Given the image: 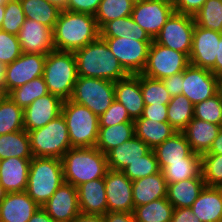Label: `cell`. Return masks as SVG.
Instances as JSON below:
<instances>
[{
  "instance_id": "obj_28",
  "label": "cell",
  "mask_w": 222,
  "mask_h": 222,
  "mask_svg": "<svg viewBox=\"0 0 222 222\" xmlns=\"http://www.w3.org/2000/svg\"><path fill=\"white\" fill-rule=\"evenodd\" d=\"M203 178H190L167 185L166 198L174 208H191L205 187Z\"/></svg>"
},
{
  "instance_id": "obj_12",
  "label": "cell",
  "mask_w": 222,
  "mask_h": 222,
  "mask_svg": "<svg viewBox=\"0 0 222 222\" xmlns=\"http://www.w3.org/2000/svg\"><path fill=\"white\" fill-rule=\"evenodd\" d=\"M174 6L161 0H144L135 3L132 18L154 40L168 18L173 14Z\"/></svg>"
},
{
  "instance_id": "obj_1",
  "label": "cell",
  "mask_w": 222,
  "mask_h": 222,
  "mask_svg": "<svg viewBox=\"0 0 222 222\" xmlns=\"http://www.w3.org/2000/svg\"><path fill=\"white\" fill-rule=\"evenodd\" d=\"M100 37L94 15L62 10L53 28L57 51L74 52Z\"/></svg>"
},
{
  "instance_id": "obj_45",
  "label": "cell",
  "mask_w": 222,
  "mask_h": 222,
  "mask_svg": "<svg viewBox=\"0 0 222 222\" xmlns=\"http://www.w3.org/2000/svg\"><path fill=\"white\" fill-rule=\"evenodd\" d=\"M202 176L208 187H222V155L202 154Z\"/></svg>"
},
{
  "instance_id": "obj_6",
  "label": "cell",
  "mask_w": 222,
  "mask_h": 222,
  "mask_svg": "<svg viewBox=\"0 0 222 222\" xmlns=\"http://www.w3.org/2000/svg\"><path fill=\"white\" fill-rule=\"evenodd\" d=\"M71 148L95 147L99 134V117L88 107L73 102L71 99L64 100L62 105Z\"/></svg>"
},
{
  "instance_id": "obj_57",
  "label": "cell",
  "mask_w": 222,
  "mask_h": 222,
  "mask_svg": "<svg viewBox=\"0 0 222 222\" xmlns=\"http://www.w3.org/2000/svg\"><path fill=\"white\" fill-rule=\"evenodd\" d=\"M28 222H55L51 216H49L46 211L39 207Z\"/></svg>"
},
{
  "instance_id": "obj_21",
  "label": "cell",
  "mask_w": 222,
  "mask_h": 222,
  "mask_svg": "<svg viewBox=\"0 0 222 222\" xmlns=\"http://www.w3.org/2000/svg\"><path fill=\"white\" fill-rule=\"evenodd\" d=\"M115 100L121 103L134 121L142 116L145 107L140 88V74L115 82Z\"/></svg>"
},
{
  "instance_id": "obj_63",
  "label": "cell",
  "mask_w": 222,
  "mask_h": 222,
  "mask_svg": "<svg viewBox=\"0 0 222 222\" xmlns=\"http://www.w3.org/2000/svg\"><path fill=\"white\" fill-rule=\"evenodd\" d=\"M4 14H5V5H0V29L2 22L4 20Z\"/></svg>"
},
{
  "instance_id": "obj_32",
  "label": "cell",
  "mask_w": 222,
  "mask_h": 222,
  "mask_svg": "<svg viewBox=\"0 0 222 222\" xmlns=\"http://www.w3.org/2000/svg\"><path fill=\"white\" fill-rule=\"evenodd\" d=\"M101 38H129L135 41H153L149 35L134 22L132 16L107 22L100 29Z\"/></svg>"
},
{
  "instance_id": "obj_38",
  "label": "cell",
  "mask_w": 222,
  "mask_h": 222,
  "mask_svg": "<svg viewBox=\"0 0 222 222\" xmlns=\"http://www.w3.org/2000/svg\"><path fill=\"white\" fill-rule=\"evenodd\" d=\"M194 117V105L183 94L172 97L167 104L168 123L181 132Z\"/></svg>"
},
{
  "instance_id": "obj_36",
  "label": "cell",
  "mask_w": 222,
  "mask_h": 222,
  "mask_svg": "<svg viewBox=\"0 0 222 222\" xmlns=\"http://www.w3.org/2000/svg\"><path fill=\"white\" fill-rule=\"evenodd\" d=\"M24 109L8 95L0 96V135L24 130Z\"/></svg>"
},
{
  "instance_id": "obj_25",
  "label": "cell",
  "mask_w": 222,
  "mask_h": 222,
  "mask_svg": "<svg viewBox=\"0 0 222 222\" xmlns=\"http://www.w3.org/2000/svg\"><path fill=\"white\" fill-rule=\"evenodd\" d=\"M150 150L151 148L144 141L133 136L106 154L108 168L110 170L122 171L130 163L140 160Z\"/></svg>"
},
{
  "instance_id": "obj_43",
  "label": "cell",
  "mask_w": 222,
  "mask_h": 222,
  "mask_svg": "<svg viewBox=\"0 0 222 222\" xmlns=\"http://www.w3.org/2000/svg\"><path fill=\"white\" fill-rule=\"evenodd\" d=\"M155 152L151 149L140 160L130 163L122 172L131 180H137L160 172Z\"/></svg>"
},
{
  "instance_id": "obj_29",
  "label": "cell",
  "mask_w": 222,
  "mask_h": 222,
  "mask_svg": "<svg viewBox=\"0 0 222 222\" xmlns=\"http://www.w3.org/2000/svg\"><path fill=\"white\" fill-rule=\"evenodd\" d=\"M135 136L144 141L151 149L162 144L177 131L168 122H157L142 116L134 120Z\"/></svg>"
},
{
  "instance_id": "obj_49",
  "label": "cell",
  "mask_w": 222,
  "mask_h": 222,
  "mask_svg": "<svg viewBox=\"0 0 222 222\" xmlns=\"http://www.w3.org/2000/svg\"><path fill=\"white\" fill-rule=\"evenodd\" d=\"M101 0H68L67 11L95 15Z\"/></svg>"
},
{
  "instance_id": "obj_58",
  "label": "cell",
  "mask_w": 222,
  "mask_h": 222,
  "mask_svg": "<svg viewBox=\"0 0 222 222\" xmlns=\"http://www.w3.org/2000/svg\"><path fill=\"white\" fill-rule=\"evenodd\" d=\"M204 154H219L222 155V127L217 135V137L214 139L213 144L208 152Z\"/></svg>"
},
{
  "instance_id": "obj_47",
  "label": "cell",
  "mask_w": 222,
  "mask_h": 222,
  "mask_svg": "<svg viewBox=\"0 0 222 222\" xmlns=\"http://www.w3.org/2000/svg\"><path fill=\"white\" fill-rule=\"evenodd\" d=\"M22 53L18 36L0 29V62L9 65Z\"/></svg>"
},
{
  "instance_id": "obj_52",
  "label": "cell",
  "mask_w": 222,
  "mask_h": 222,
  "mask_svg": "<svg viewBox=\"0 0 222 222\" xmlns=\"http://www.w3.org/2000/svg\"><path fill=\"white\" fill-rule=\"evenodd\" d=\"M171 97L182 94L183 92V72L176 73L162 80Z\"/></svg>"
},
{
  "instance_id": "obj_16",
  "label": "cell",
  "mask_w": 222,
  "mask_h": 222,
  "mask_svg": "<svg viewBox=\"0 0 222 222\" xmlns=\"http://www.w3.org/2000/svg\"><path fill=\"white\" fill-rule=\"evenodd\" d=\"M222 32L202 28L195 24L192 49L189 55L191 65L211 69L215 65Z\"/></svg>"
},
{
  "instance_id": "obj_11",
  "label": "cell",
  "mask_w": 222,
  "mask_h": 222,
  "mask_svg": "<svg viewBox=\"0 0 222 222\" xmlns=\"http://www.w3.org/2000/svg\"><path fill=\"white\" fill-rule=\"evenodd\" d=\"M102 39L129 75L142 73L152 41H135L129 38Z\"/></svg>"
},
{
  "instance_id": "obj_20",
  "label": "cell",
  "mask_w": 222,
  "mask_h": 222,
  "mask_svg": "<svg viewBox=\"0 0 222 222\" xmlns=\"http://www.w3.org/2000/svg\"><path fill=\"white\" fill-rule=\"evenodd\" d=\"M39 207L26 191L7 193L0 203V222H28Z\"/></svg>"
},
{
  "instance_id": "obj_10",
  "label": "cell",
  "mask_w": 222,
  "mask_h": 222,
  "mask_svg": "<svg viewBox=\"0 0 222 222\" xmlns=\"http://www.w3.org/2000/svg\"><path fill=\"white\" fill-rule=\"evenodd\" d=\"M194 27L195 21L192 15L174 11L154 41L172 50L185 53L189 57L192 49Z\"/></svg>"
},
{
  "instance_id": "obj_62",
  "label": "cell",
  "mask_w": 222,
  "mask_h": 222,
  "mask_svg": "<svg viewBox=\"0 0 222 222\" xmlns=\"http://www.w3.org/2000/svg\"><path fill=\"white\" fill-rule=\"evenodd\" d=\"M7 193L8 192L5 190V188L0 183V203L4 200V198L6 197Z\"/></svg>"
},
{
  "instance_id": "obj_53",
  "label": "cell",
  "mask_w": 222,
  "mask_h": 222,
  "mask_svg": "<svg viewBox=\"0 0 222 222\" xmlns=\"http://www.w3.org/2000/svg\"><path fill=\"white\" fill-rule=\"evenodd\" d=\"M171 222H201L199 218L193 214L192 209L174 208Z\"/></svg>"
},
{
  "instance_id": "obj_18",
  "label": "cell",
  "mask_w": 222,
  "mask_h": 222,
  "mask_svg": "<svg viewBox=\"0 0 222 222\" xmlns=\"http://www.w3.org/2000/svg\"><path fill=\"white\" fill-rule=\"evenodd\" d=\"M17 36L23 53L48 55L56 50L53 29L37 21L26 18Z\"/></svg>"
},
{
  "instance_id": "obj_26",
  "label": "cell",
  "mask_w": 222,
  "mask_h": 222,
  "mask_svg": "<svg viewBox=\"0 0 222 222\" xmlns=\"http://www.w3.org/2000/svg\"><path fill=\"white\" fill-rule=\"evenodd\" d=\"M191 209L201 222H221L222 187L205 186Z\"/></svg>"
},
{
  "instance_id": "obj_50",
  "label": "cell",
  "mask_w": 222,
  "mask_h": 222,
  "mask_svg": "<svg viewBox=\"0 0 222 222\" xmlns=\"http://www.w3.org/2000/svg\"><path fill=\"white\" fill-rule=\"evenodd\" d=\"M142 117L155 120L157 122H168L167 104L145 105L143 109Z\"/></svg>"
},
{
  "instance_id": "obj_51",
  "label": "cell",
  "mask_w": 222,
  "mask_h": 222,
  "mask_svg": "<svg viewBox=\"0 0 222 222\" xmlns=\"http://www.w3.org/2000/svg\"><path fill=\"white\" fill-rule=\"evenodd\" d=\"M206 0H176L174 11L182 14L194 15Z\"/></svg>"
},
{
  "instance_id": "obj_55",
  "label": "cell",
  "mask_w": 222,
  "mask_h": 222,
  "mask_svg": "<svg viewBox=\"0 0 222 222\" xmlns=\"http://www.w3.org/2000/svg\"><path fill=\"white\" fill-rule=\"evenodd\" d=\"M210 71L216 76H222V36L218 45L215 65L210 69Z\"/></svg>"
},
{
  "instance_id": "obj_22",
  "label": "cell",
  "mask_w": 222,
  "mask_h": 222,
  "mask_svg": "<svg viewBox=\"0 0 222 222\" xmlns=\"http://www.w3.org/2000/svg\"><path fill=\"white\" fill-rule=\"evenodd\" d=\"M31 159L9 157L0 160V183L8 193L26 191Z\"/></svg>"
},
{
  "instance_id": "obj_9",
  "label": "cell",
  "mask_w": 222,
  "mask_h": 222,
  "mask_svg": "<svg viewBox=\"0 0 222 222\" xmlns=\"http://www.w3.org/2000/svg\"><path fill=\"white\" fill-rule=\"evenodd\" d=\"M190 65L189 57L152 41L147 57V63L142 75L163 80L176 73L183 72Z\"/></svg>"
},
{
  "instance_id": "obj_24",
  "label": "cell",
  "mask_w": 222,
  "mask_h": 222,
  "mask_svg": "<svg viewBox=\"0 0 222 222\" xmlns=\"http://www.w3.org/2000/svg\"><path fill=\"white\" fill-rule=\"evenodd\" d=\"M221 127L193 117L181 132L187 139L192 151L202 155L209 151Z\"/></svg>"
},
{
  "instance_id": "obj_42",
  "label": "cell",
  "mask_w": 222,
  "mask_h": 222,
  "mask_svg": "<svg viewBox=\"0 0 222 222\" xmlns=\"http://www.w3.org/2000/svg\"><path fill=\"white\" fill-rule=\"evenodd\" d=\"M140 88L145 105L168 104L172 99L162 80L140 74Z\"/></svg>"
},
{
  "instance_id": "obj_19",
  "label": "cell",
  "mask_w": 222,
  "mask_h": 222,
  "mask_svg": "<svg viewBox=\"0 0 222 222\" xmlns=\"http://www.w3.org/2000/svg\"><path fill=\"white\" fill-rule=\"evenodd\" d=\"M63 100L48 93L24 109V129L28 132L45 126L61 115Z\"/></svg>"
},
{
  "instance_id": "obj_54",
  "label": "cell",
  "mask_w": 222,
  "mask_h": 222,
  "mask_svg": "<svg viewBox=\"0 0 222 222\" xmlns=\"http://www.w3.org/2000/svg\"><path fill=\"white\" fill-rule=\"evenodd\" d=\"M103 217L105 222H136L133 213L107 212Z\"/></svg>"
},
{
  "instance_id": "obj_44",
  "label": "cell",
  "mask_w": 222,
  "mask_h": 222,
  "mask_svg": "<svg viewBox=\"0 0 222 222\" xmlns=\"http://www.w3.org/2000/svg\"><path fill=\"white\" fill-rule=\"evenodd\" d=\"M194 118L222 126V101L218 94L194 105Z\"/></svg>"
},
{
  "instance_id": "obj_27",
  "label": "cell",
  "mask_w": 222,
  "mask_h": 222,
  "mask_svg": "<svg viewBox=\"0 0 222 222\" xmlns=\"http://www.w3.org/2000/svg\"><path fill=\"white\" fill-rule=\"evenodd\" d=\"M167 182L162 171L132 181V196L134 208L148 204L152 201L165 198L167 195Z\"/></svg>"
},
{
  "instance_id": "obj_48",
  "label": "cell",
  "mask_w": 222,
  "mask_h": 222,
  "mask_svg": "<svg viewBox=\"0 0 222 222\" xmlns=\"http://www.w3.org/2000/svg\"><path fill=\"white\" fill-rule=\"evenodd\" d=\"M134 122L126 108L116 100L110 107L99 117V127H109L119 123Z\"/></svg>"
},
{
  "instance_id": "obj_34",
  "label": "cell",
  "mask_w": 222,
  "mask_h": 222,
  "mask_svg": "<svg viewBox=\"0 0 222 222\" xmlns=\"http://www.w3.org/2000/svg\"><path fill=\"white\" fill-rule=\"evenodd\" d=\"M9 157L33 158L29 135L25 129L0 135V160Z\"/></svg>"
},
{
  "instance_id": "obj_60",
  "label": "cell",
  "mask_w": 222,
  "mask_h": 222,
  "mask_svg": "<svg viewBox=\"0 0 222 222\" xmlns=\"http://www.w3.org/2000/svg\"><path fill=\"white\" fill-rule=\"evenodd\" d=\"M47 1L50 2L52 5L58 7L60 10L67 9L68 0H47Z\"/></svg>"
},
{
  "instance_id": "obj_33",
  "label": "cell",
  "mask_w": 222,
  "mask_h": 222,
  "mask_svg": "<svg viewBox=\"0 0 222 222\" xmlns=\"http://www.w3.org/2000/svg\"><path fill=\"white\" fill-rule=\"evenodd\" d=\"M133 136H135L134 122L99 127L98 140L95 147L103 154H107L111 149L121 145Z\"/></svg>"
},
{
  "instance_id": "obj_13",
  "label": "cell",
  "mask_w": 222,
  "mask_h": 222,
  "mask_svg": "<svg viewBox=\"0 0 222 222\" xmlns=\"http://www.w3.org/2000/svg\"><path fill=\"white\" fill-rule=\"evenodd\" d=\"M46 56L22 53L13 63L6 65L5 85L7 94L35 78L43 76Z\"/></svg>"
},
{
  "instance_id": "obj_56",
  "label": "cell",
  "mask_w": 222,
  "mask_h": 222,
  "mask_svg": "<svg viewBox=\"0 0 222 222\" xmlns=\"http://www.w3.org/2000/svg\"><path fill=\"white\" fill-rule=\"evenodd\" d=\"M72 222H105V220L103 215L85 214L80 212Z\"/></svg>"
},
{
  "instance_id": "obj_31",
  "label": "cell",
  "mask_w": 222,
  "mask_h": 222,
  "mask_svg": "<svg viewBox=\"0 0 222 222\" xmlns=\"http://www.w3.org/2000/svg\"><path fill=\"white\" fill-rule=\"evenodd\" d=\"M161 171L167 184L190 178H203L201 155L192 152L183 158V161L169 162Z\"/></svg>"
},
{
  "instance_id": "obj_7",
  "label": "cell",
  "mask_w": 222,
  "mask_h": 222,
  "mask_svg": "<svg viewBox=\"0 0 222 222\" xmlns=\"http://www.w3.org/2000/svg\"><path fill=\"white\" fill-rule=\"evenodd\" d=\"M28 135L33 157L61 159L71 149L67 124L62 114L45 126L28 131Z\"/></svg>"
},
{
  "instance_id": "obj_61",
  "label": "cell",
  "mask_w": 222,
  "mask_h": 222,
  "mask_svg": "<svg viewBox=\"0 0 222 222\" xmlns=\"http://www.w3.org/2000/svg\"><path fill=\"white\" fill-rule=\"evenodd\" d=\"M217 94L220 97V100L222 101V76H218L217 79Z\"/></svg>"
},
{
  "instance_id": "obj_39",
  "label": "cell",
  "mask_w": 222,
  "mask_h": 222,
  "mask_svg": "<svg viewBox=\"0 0 222 222\" xmlns=\"http://www.w3.org/2000/svg\"><path fill=\"white\" fill-rule=\"evenodd\" d=\"M133 7L131 0H101L94 15L99 29L109 21L131 16Z\"/></svg>"
},
{
  "instance_id": "obj_15",
  "label": "cell",
  "mask_w": 222,
  "mask_h": 222,
  "mask_svg": "<svg viewBox=\"0 0 222 222\" xmlns=\"http://www.w3.org/2000/svg\"><path fill=\"white\" fill-rule=\"evenodd\" d=\"M108 212H134L132 181L122 172L108 170L104 176Z\"/></svg>"
},
{
  "instance_id": "obj_4",
  "label": "cell",
  "mask_w": 222,
  "mask_h": 222,
  "mask_svg": "<svg viewBox=\"0 0 222 222\" xmlns=\"http://www.w3.org/2000/svg\"><path fill=\"white\" fill-rule=\"evenodd\" d=\"M64 182L61 159L33 157L28 173L27 194L42 207Z\"/></svg>"
},
{
  "instance_id": "obj_65",
  "label": "cell",
  "mask_w": 222,
  "mask_h": 222,
  "mask_svg": "<svg viewBox=\"0 0 222 222\" xmlns=\"http://www.w3.org/2000/svg\"><path fill=\"white\" fill-rule=\"evenodd\" d=\"M10 0H0V5H6Z\"/></svg>"
},
{
  "instance_id": "obj_3",
  "label": "cell",
  "mask_w": 222,
  "mask_h": 222,
  "mask_svg": "<svg viewBox=\"0 0 222 222\" xmlns=\"http://www.w3.org/2000/svg\"><path fill=\"white\" fill-rule=\"evenodd\" d=\"M61 161L64 182L75 187L91 180L104 178L109 170L106 154L96 147L68 149Z\"/></svg>"
},
{
  "instance_id": "obj_37",
  "label": "cell",
  "mask_w": 222,
  "mask_h": 222,
  "mask_svg": "<svg viewBox=\"0 0 222 222\" xmlns=\"http://www.w3.org/2000/svg\"><path fill=\"white\" fill-rule=\"evenodd\" d=\"M174 207L168 199L161 198L134 208L136 222H171Z\"/></svg>"
},
{
  "instance_id": "obj_64",
  "label": "cell",
  "mask_w": 222,
  "mask_h": 222,
  "mask_svg": "<svg viewBox=\"0 0 222 222\" xmlns=\"http://www.w3.org/2000/svg\"><path fill=\"white\" fill-rule=\"evenodd\" d=\"M161 1L167 2V3L171 4V5H174L175 2H176V0H161Z\"/></svg>"
},
{
  "instance_id": "obj_59",
  "label": "cell",
  "mask_w": 222,
  "mask_h": 222,
  "mask_svg": "<svg viewBox=\"0 0 222 222\" xmlns=\"http://www.w3.org/2000/svg\"><path fill=\"white\" fill-rule=\"evenodd\" d=\"M6 65L0 62V96H7L6 85H5V75H6Z\"/></svg>"
},
{
  "instance_id": "obj_2",
  "label": "cell",
  "mask_w": 222,
  "mask_h": 222,
  "mask_svg": "<svg viewBox=\"0 0 222 222\" xmlns=\"http://www.w3.org/2000/svg\"><path fill=\"white\" fill-rule=\"evenodd\" d=\"M73 53L78 77L116 82L129 76L101 37Z\"/></svg>"
},
{
  "instance_id": "obj_5",
  "label": "cell",
  "mask_w": 222,
  "mask_h": 222,
  "mask_svg": "<svg viewBox=\"0 0 222 222\" xmlns=\"http://www.w3.org/2000/svg\"><path fill=\"white\" fill-rule=\"evenodd\" d=\"M43 78L49 93L63 101L69 100L78 79L74 53L57 50L50 52L46 56Z\"/></svg>"
},
{
  "instance_id": "obj_40",
  "label": "cell",
  "mask_w": 222,
  "mask_h": 222,
  "mask_svg": "<svg viewBox=\"0 0 222 222\" xmlns=\"http://www.w3.org/2000/svg\"><path fill=\"white\" fill-rule=\"evenodd\" d=\"M47 86L43 76L33 79L28 83L14 88L8 96L21 108L25 109L34 100L48 94Z\"/></svg>"
},
{
  "instance_id": "obj_8",
  "label": "cell",
  "mask_w": 222,
  "mask_h": 222,
  "mask_svg": "<svg viewBox=\"0 0 222 222\" xmlns=\"http://www.w3.org/2000/svg\"><path fill=\"white\" fill-rule=\"evenodd\" d=\"M70 99L88 107L96 116L100 117L115 100V82L78 77Z\"/></svg>"
},
{
  "instance_id": "obj_14",
  "label": "cell",
  "mask_w": 222,
  "mask_h": 222,
  "mask_svg": "<svg viewBox=\"0 0 222 222\" xmlns=\"http://www.w3.org/2000/svg\"><path fill=\"white\" fill-rule=\"evenodd\" d=\"M217 79L209 69L189 65L183 71V92L193 105L217 94Z\"/></svg>"
},
{
  "instance_id": "obj_66",
  "label": "cell",
  "mask_w": 222,
  "mask_h": 222,
  "mask_svg": "<svg viewBox=\"0 0 222 222\" xmlns=\"http://www.w3.org/2000/svg\"><path fill=\"white\" fill-rule=\"evenodd\" d=\"M131 1L135 4V3L142 2V1H144V0H131Z\"/></svg>"
},
{
  "instance_id": "obj_30",
  "label": "cell",
  "mask_w": 222,
  "mask_h": 222,
  "mask_svg": "<svg viewBox=\"0 0 222 222\" xmlns=\"http://www.w3.org/2000/svg\"><path fill=\"white\" fill-rule=\"evenodd\" d=\"M153 151L159 163L160 170L169 162L183 161L193 151L182 132H176L162 144L157 145Z\"/></svg>"
},
{
  "instance_id": "obj_41",
  "label": "cell",
  "mask_w": 222,
  "mask_h": 222,
  "mask_svg": "<svg viewBox=\"0 0 222 222\" xmlns=\"http://www.w3.org/2000/svg\"><path fill=\"white\" fill-rule=\"evenodd\" d=\"M193 17L197 26L222 32V0H206Z\"/></svg>"
},
{
  "instance_id": "obj_46",
  "label": "cell",
  "mask_w": 222,
  "mask_h": 222,
  "mask_svg": "<svg viewBox=\"0 0 222 222\" xmlns=\"http://www.w3.org/2000/svg\"><path fill=\"white\" fill-rule=\"evenodd\" d=\"M26 20L20 0H10L5 5L4 20L1 30L18 35L19 31Z\"/></svg>"
},
{
  "instance_id": "obj_35",
  "label": "cell",
  "mask_w": 222,
  "mask_h": 222,
  "mask_svg": "<svg viewBox=\"0 0 222 222\" xmlns=\"http://www.w3.org/2000/svg\"><path fill=\"white\" fill-rule=\"evenodd\" d=\"M25 17L53 29L62 10L47 0H20Z\"/></svg>"
},
{
  "instance_id": "obj_17",
  "label": "cell",
  "mask_w": 222,
  "mask_h": 222,
  "mask_svg": "<svg viewBox=\"0 0 222 222\" xmlns=\"http://www.w3.org/2000/svg\"><path fill=\"white\" fill-rule=\"evenodd\" d=\"M42 208L55 222H72L81 212L77 188L63 182Z\"/></svg>"
},
{
  "instance_id": "obj_23",
  "label": "cell",
  "mask_w": 222,
  "mask_h": 222,
  "mask_svg": "<svg viewBox=\"0 0 222 222\" xmlns=\"http://www.w3.org/2000/svg\"><path fill=\"white\" fill-rule=\"evenodd\" d=\"M76 188L81 213L105 215L108 212L104 178L82 183Z\"/></svg>"
}]
</instances>
